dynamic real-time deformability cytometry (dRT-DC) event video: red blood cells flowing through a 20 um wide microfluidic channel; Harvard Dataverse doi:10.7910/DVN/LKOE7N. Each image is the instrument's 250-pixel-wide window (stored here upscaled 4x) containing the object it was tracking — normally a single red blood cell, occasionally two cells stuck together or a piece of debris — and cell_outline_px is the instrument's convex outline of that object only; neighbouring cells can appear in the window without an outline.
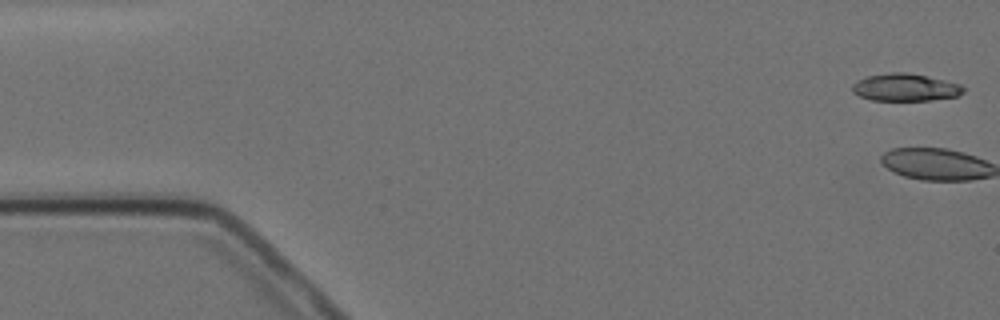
{"species": "Egyptian fruit bat (a non-hibernating species)", "species_latin": "Rousettus aegyptiacus", "temperature_condition": "cold", "stored_images_in_passage": 9, "camera_frame_rate_fps": 3000, "um_per_image_px": 0.085, "animal": {"sex": "female"}, "frame": {"image": 1, "passage_image": 1, "time_ms": 0.0, "image_size_px": [1000, 320], "cell_outline_px": [[964, 92], [956, 96], [932, 100], [872, 100], [860, 96], [852, 92], [852, 84], [856, 80], [868, 76], [892, 72], [908, 72], [928, 76], [960, 84], [964, 88]], "centroid_in_image_um": [76.93, 7.42], "position_along_channel_um": 8.1, "area_um2": 17.74}}
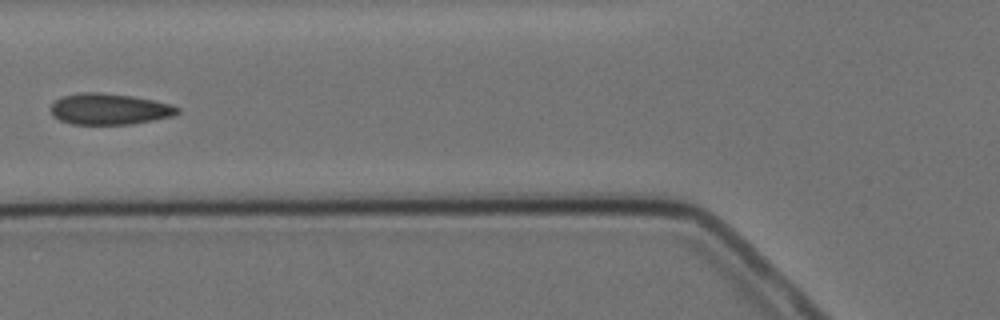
{"frame": {"image": 2, "passage_image": 7, "time_ms": 7.0, "image_size_px": [1000, 320], "cell_outline_px": [[180, 112], [172, 116], [132, 124], [72, 124], [60, 120], [52, 116], [52, 104], [56, 100], [64, 96], [80, 92], [100, 92], [132, 96], [172, 104], [180, 108]], "centroid_in_image_um": [9.31, 9.27], "position_along_channel_um": 116.5, "area_um2": 22.89}}
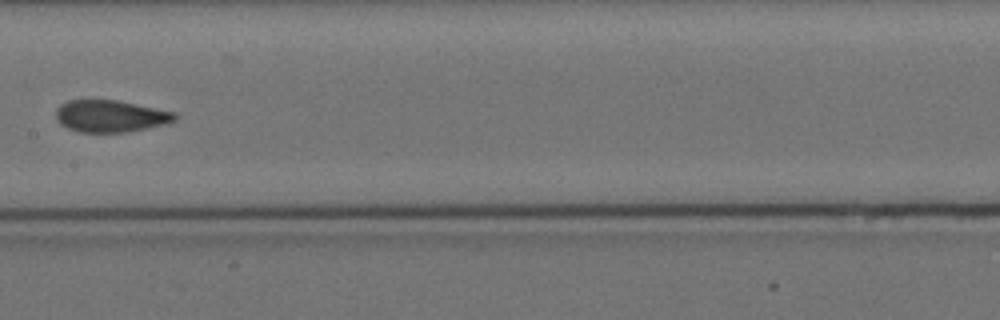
{"frame": {"image": 3, "passage_image": 9, "time_ms": 9.333, "image_size_px": [1000, 320], "cell_outline_px": [[176, 120], [164, 124], [128, 132], [80, 132], [68, 128], [60, 124], [56, 120], [56, 108], [60, 104], [68, 100], [116, 100], [176, 112]], "centroid_in_image_um": [9.36, 9.87], "position_along_channel_um": 198.0, "area_um2": 22.14}}